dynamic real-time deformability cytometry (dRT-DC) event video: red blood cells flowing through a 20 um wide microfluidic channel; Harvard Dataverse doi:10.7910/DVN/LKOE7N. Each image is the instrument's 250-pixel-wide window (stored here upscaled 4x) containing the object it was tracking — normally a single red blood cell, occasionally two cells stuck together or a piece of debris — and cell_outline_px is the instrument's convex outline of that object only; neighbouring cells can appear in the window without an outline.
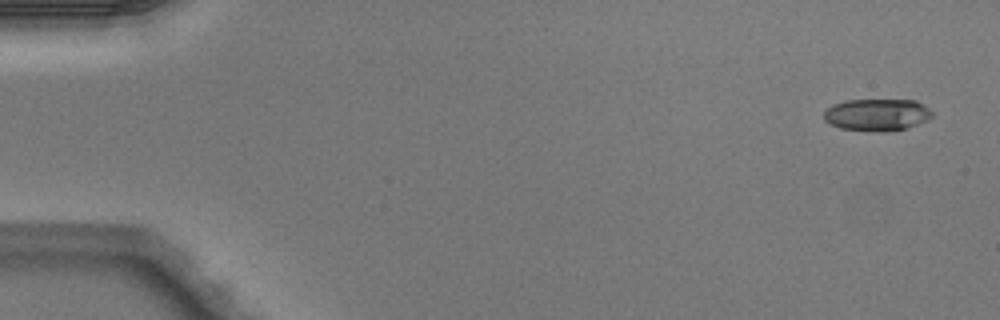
{"species": "Egyptian fruit bat (a non-hibernating species)", "species_latin": "Rousettus aegyptiacus", "temperature_condition": "warm", "stored_images_in_passage": 5, "camera_frame_rate_fps": 3000, "um_per_image_px": 0.085, "animal": {"sex": "male"}, "frame": {"image": 1, "passage_image": 1, "time_ms": 0.0, "image_size_px": [1000, 320], "cell_outline_px": [[932, 116], [928, 120], [908, 128], [840, 128], [824, 120], [824, 108], [832, 104], [844, 100], [916, 100], [928, 108], [932, 112]], "centroid_in_image_um": [74.53, 9.68], "position_along_channel_um": 10.5, "area_um2": 19.36}}
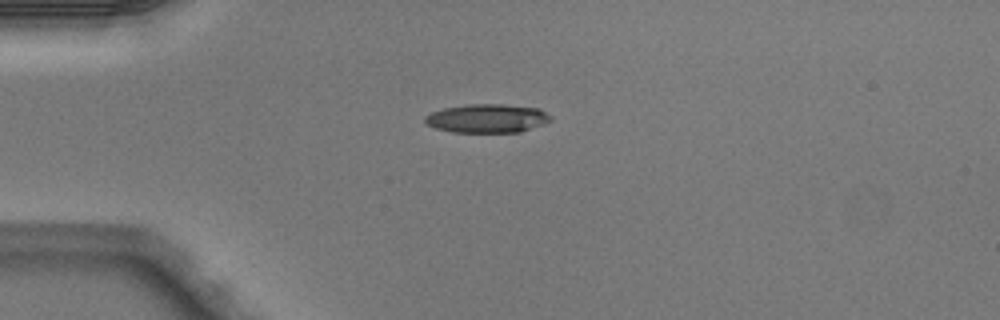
{"frame": {"image": 2, "passage_image": 4, "time_ms": 1.0, "image_size_px": [1000, 320], "cell_outline_px": [[552, 120], [544, 124], [520, 132], [452, 132], [436, 128], [428, 124], [424, 120], [424, 116], [432, 112], [444, 108], [472, 104], [504, 104], [540, 108], [552, 116]], "centroid_in_image_um": [41.45, 10.06], "position_along_channel_um": 43.5, "area_um2": 21.04}}